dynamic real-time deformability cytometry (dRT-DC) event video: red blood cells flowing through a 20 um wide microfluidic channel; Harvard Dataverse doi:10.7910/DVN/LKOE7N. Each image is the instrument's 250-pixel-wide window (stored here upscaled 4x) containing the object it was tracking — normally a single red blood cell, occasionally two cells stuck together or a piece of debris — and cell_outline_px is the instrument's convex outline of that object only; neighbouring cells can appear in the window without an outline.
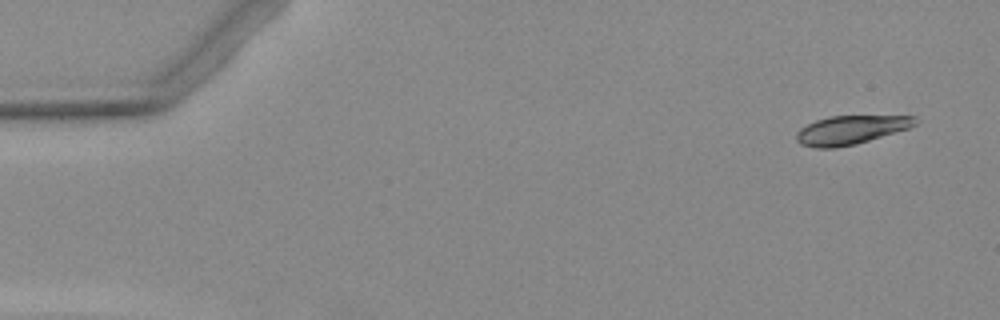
{"species": "Egyptian fruit bat (a non-hibernating species)", "species_latin": "Rousettus aegyptiacus", "temperature_condition": "warm", "stored_images_in_passage": 5, "camera_frame_rate_fps": 3000, "um_per_image_px": 0.085, "animal": {"sex": "female"}, "frame": {"image": 1, "passage_image": 1, "time_ms": 0.0, "image_size_px": [1000, 320], "cell_outline_px": [[920, 120], [916, 124], [908, 128], [856, 144], [836, 148], [816, 148], [800, 144], [796, 140], [796, 132], [800, 128], [816, 120], [828, 116], [916, 116]], "centroid_in_image_um": [72.3, 11.04], "position_along_channel_um": 12.7, "area_um2": 19.88}}
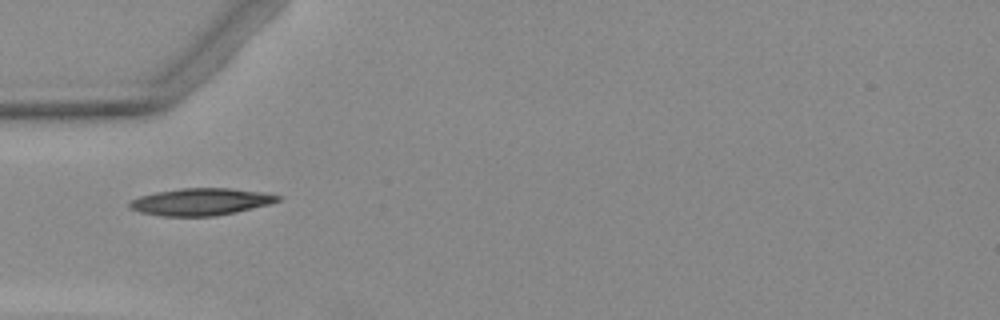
{"frame": {"image": 2, "passage_image": 5, "time_ms": 4.667, "image_size_px": [1000, 320], "cell_outline_px": [[280, 200], [268, 204], [236, 212], [216, 216], [160, 216], [140, 212], [128, 208], [128, 204], [132, 200], [140, 196], [156, 192], [180, 188], [232, 188], [264, 192], [280, 196]], "centroid_in_image_um": [17.05, 17.15], "position_along_channel_um": 68.0, "area_um2": 23.41}}